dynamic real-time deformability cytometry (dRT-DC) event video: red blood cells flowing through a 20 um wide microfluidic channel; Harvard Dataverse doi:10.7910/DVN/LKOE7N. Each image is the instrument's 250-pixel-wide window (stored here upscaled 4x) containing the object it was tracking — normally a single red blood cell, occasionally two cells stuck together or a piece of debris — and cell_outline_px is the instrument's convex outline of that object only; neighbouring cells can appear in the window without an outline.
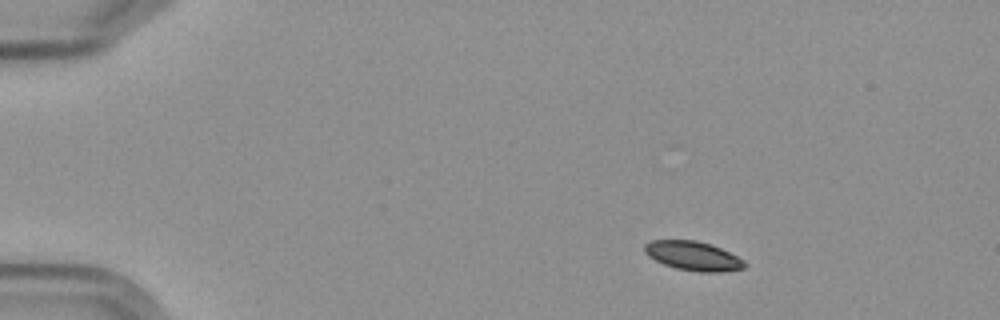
{"species": "Egyptian fruit bat (a non-hibernating species)", "species_latin": "Rousettus aegyptiacus", "temperature_condition": "cold", "stored_images_in_passage": 4, "camera_frame_rate_fps": 3000, "um_per_image_px": 0.085, "frame": {"image": 1, "passage_image": 1, "time_ms": 0.0, "image_size_px": [1000, 320], "cell_outline_px": [[748, 264], [744, 268], [720, 272], [700, 272], [676, 268], [664, 264], [648, 256], [644, 252], [644, 244], [652, 240], [696, 240], [712, 244], [744, 260]], "centroid_in_image_um": [58.91, 21.75], "position_along_channel_um": 26.1, "area_um2": 16.99}}